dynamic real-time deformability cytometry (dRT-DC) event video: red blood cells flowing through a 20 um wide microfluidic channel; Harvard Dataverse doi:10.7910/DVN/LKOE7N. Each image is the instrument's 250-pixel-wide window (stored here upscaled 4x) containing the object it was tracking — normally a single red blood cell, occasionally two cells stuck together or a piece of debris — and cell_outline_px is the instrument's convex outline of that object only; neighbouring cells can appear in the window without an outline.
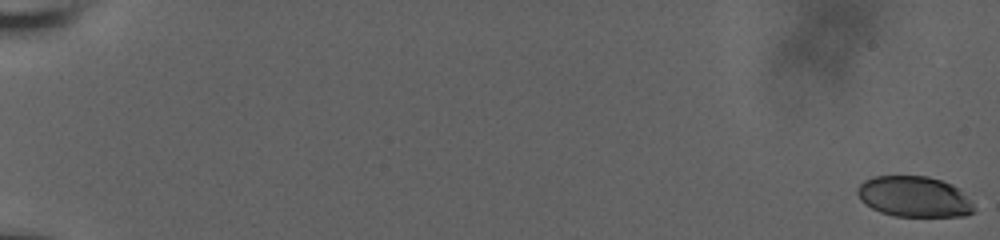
{"species": "human", "species_latin": "Homo sapiens", "temperature_condition": "room temperature", "stored_images_in_passage": 47, "camera_frame_rate_fps": 3000, "um_per_image_px": 0.085, "donor": {"sex": "male"}, "frame": {"image": 1, "passage_image": 1, "time_ms": 0.0, "image_size_px": [1000, 240], "cell_outline_px": [[972, 212], [964, 216], [896, 216], [880, 212], [872, 208], [860, 200], [856, 192], [856, 188], [864, 180], [872, 176], [928, 176], [952, 184], [960, 188], [972, 200]], "centroid_in_image_um": [77.69, 16.7], "position_along_channel_um": 7.3, "area_um2": 27.8}}
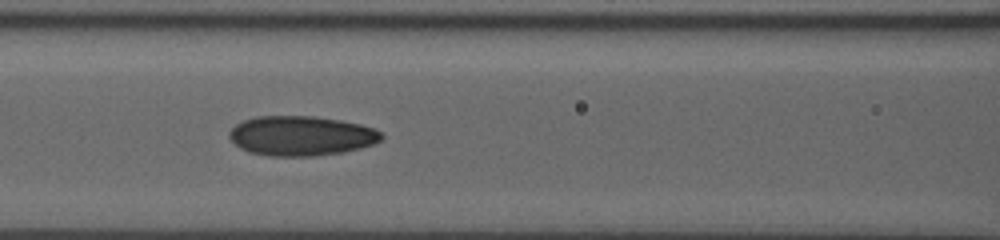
{"frame": {"image": 2, "passage_image": 42, "time_ms": 9.667, "image_size_px": [1000, 240], "cell_outline_px": [[384, 136], [380, 140], [372, 144], [360, 148], [344, 152], [312, 156], [268, 156], [248, 152], [240, 148], [228, 136], [228, 132], [236, 124], [244, 120], [256, 116], [316, 116], [340, 120], [360, 124], [372, 128], [380, 132]], "centroid_in_image_um": [25.57, 11.54], "position_along_channel_um": 141.0, "area_um2": 35.26}}
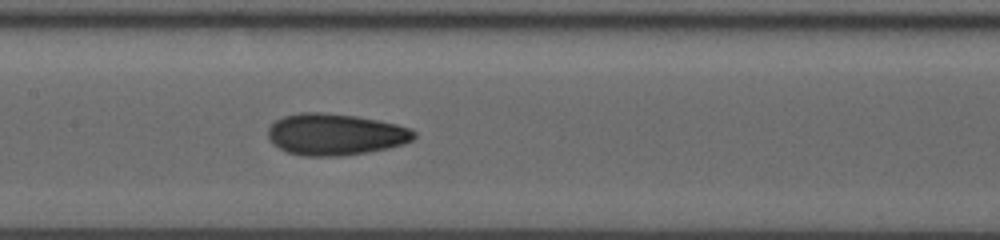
{"frame": {"image": 3, "passage_image": 47, "time_ms": 10.667, "image_size_px": [1000, 240], "cell_outline_px": [[416, 136], [412, 140], [404, 144], [388, 148], [368, 152], [340, 156], [304, 156], [288, 152], [272, 144], [268, 136], [268, 128], [276, 120], [284, 116], [300, 112], [324, 112], [356, 116], [396, 124], [408, 128], [416, 132]], "centroid_in_image_um": [28.49, 11.42], "position_along_channel_um": 178.9, "area_um2": 35.37}}